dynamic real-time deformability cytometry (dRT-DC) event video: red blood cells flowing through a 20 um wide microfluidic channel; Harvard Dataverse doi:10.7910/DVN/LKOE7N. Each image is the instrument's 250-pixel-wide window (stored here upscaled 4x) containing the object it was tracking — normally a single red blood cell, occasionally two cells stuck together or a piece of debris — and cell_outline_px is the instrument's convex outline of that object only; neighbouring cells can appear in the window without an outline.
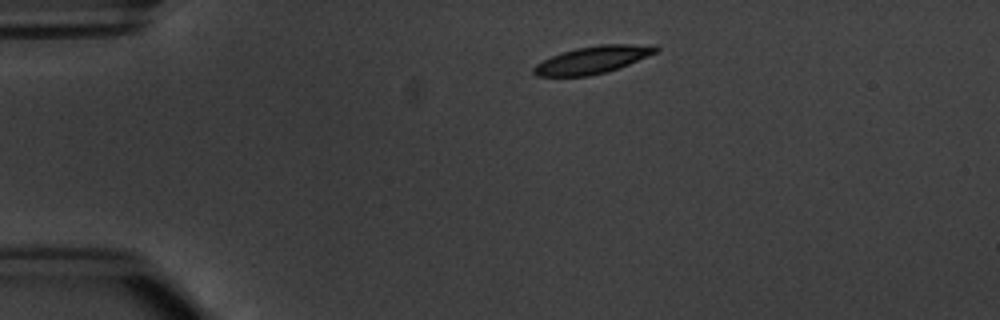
{"species": "common noctule bat (a hibernating species)", "species_latin": "Nyctalus noctula", "temperature_condition": "warm", "stored_images_in_passage": 43, "camera_frame_rate_fps": 3000, "um_per_image_px": 0.085, "animal": {"sex": "male", "body_mass_g": 20.1, "forearm_length_mm": 53.5}, "frame": {"image": 1, "passage_image": 1, "time_ms": 0.0, "image_size_px": [1000, 320], "cell_outline_px": [[660, 48], [656, 52], [628, 64], [608, 72], [588, 76], [536, 76], [532, 72], [532, 68], [536, 64], [560, 52], [576, 48], [600, 44], [656, 44]], "centroid_in_image_um": [50.38, 5.07], "position_along_channel_um": 34.6, "area_um2": 19.54}}
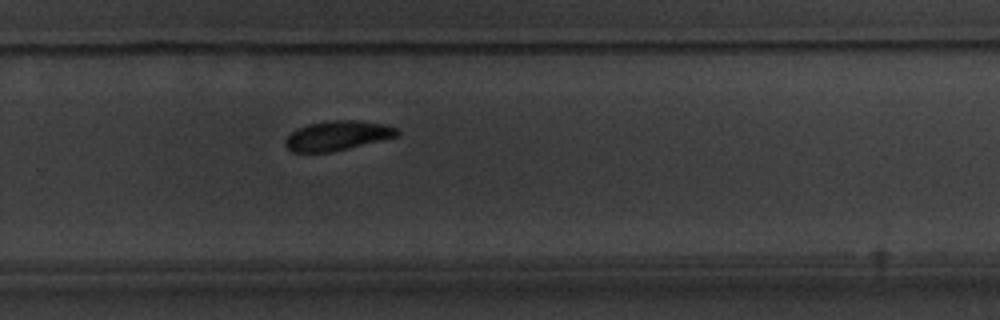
{"frame": {"image": 2, "passage_image": 26, "time_ms": 8.333, "image_size_px": [1000, 320], "cell_outline_px": [[400, 132], [396, 136], [332, 152], [292, 152], [284, 144], [284, 140], [296, 128], [308, 124], [332, 120], [356, 120], [388, 124], [396, 128]], "centroid_in_image_um": [28.66, 11.52], "position_along_channel_um": 301.1, "area_um2": 19.19}}
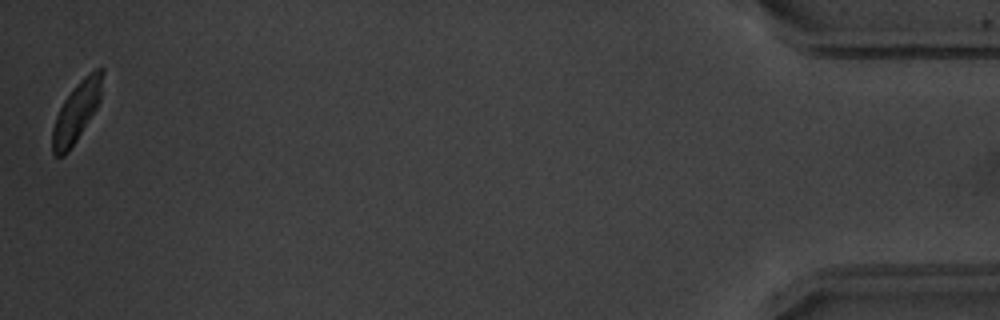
{"frame": {"image": 3, "passage_image": 43, "time_ms": 14.0, "image_size_px": [1000, 320], "cell_outline_px": [[104, 72], [100, 100], [96, 108], [76, 140], [68, 152], [64, 156], [56, 156], [52, 152], [52, 128], [56, 116], [64, 100], [72, 88], [88, 72], [96, 68], [104, 68]], "centroid_in_image_um": [6.51, 9.47], "position_along_channel_um": 428.7, "area_um2": 17.34}, "authors_computed_cell_mechanics": {"area_um2": 19.7098, "velocity_mm_per_s": 3.772, "shape_relaxation_time_tau1_ms": 2.6745, "shape_relaxation_time_tau2_ms": 6.4641, "deformation_change_tau1": 0.1143, "deformation_change_tau2": 0.1186}}